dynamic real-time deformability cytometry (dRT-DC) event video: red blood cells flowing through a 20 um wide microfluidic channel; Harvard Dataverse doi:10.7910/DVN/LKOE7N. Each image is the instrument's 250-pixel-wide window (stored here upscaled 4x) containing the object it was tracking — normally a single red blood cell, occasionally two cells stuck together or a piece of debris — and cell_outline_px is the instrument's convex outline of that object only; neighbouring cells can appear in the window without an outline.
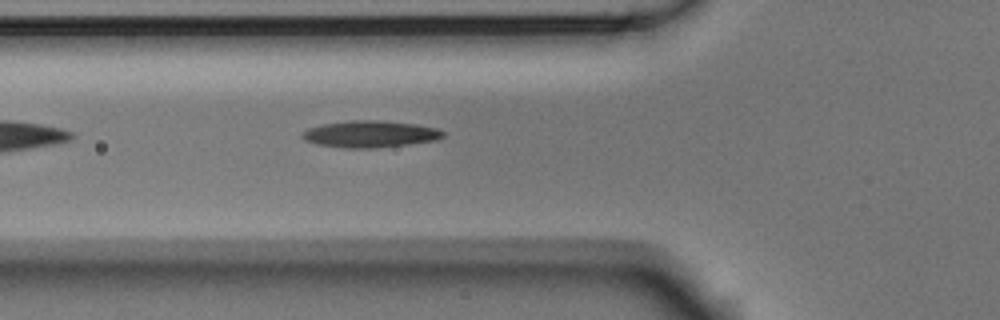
{"species": "Egyptian fruit bat (a non-hibernating species)", "species_latin": "Rousettus aegyptiacus", "temperature_condition": "room temperature", "stored_images_in_passage": 35, "camera_frame_rate_fps": 3000, "um_per_image_px": 0.085, "animal": {"sex": "male"}, "frame": {"image": 1, "passage_image": 4, "time_ms": 1.0, "image_size_px": [1000, 320], "cell_outline_px": [[444, 136], [436, 140], [408, 144], [376, 148], [344, 148], [316, 144], [304, 140], [300, 136], [308, 128], [324, 124], [348, 120], [380, 120], [416, 124], [436, 128], [444, 132]], "centroid_in_image_um": [31.45, 11.39], "position_along_channel_um": 94.4, "area_um2": 21.96}}
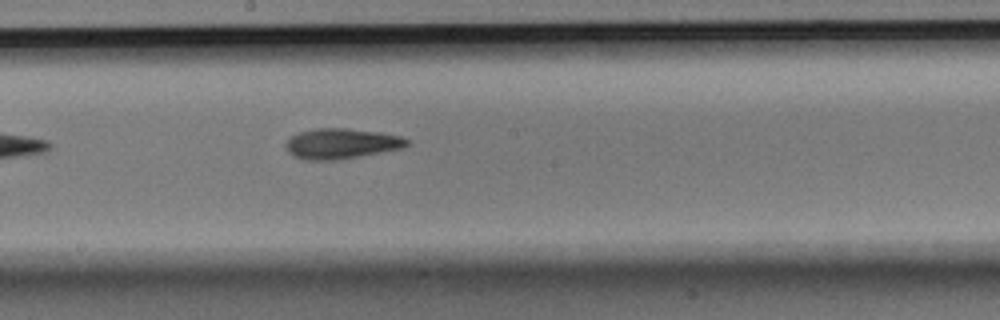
{"frame": {"image": 2, "passage_image": 14, "time_ms": 4.333, "image_size_px": [1000, 320], "cell_outline_px": [[408, 144], [404, 148], [336, 160], [308, 160], [292, 156], [288, 152], [288, 140], [292, 136], [300, 132], [316, 128], [344, 128], [380, 132], [400, 136], [408, 140]], "centroid_in_image_um": [29.04, 12.21], "position_along_channel_um": 219.2, "area_um2": 21.15}}
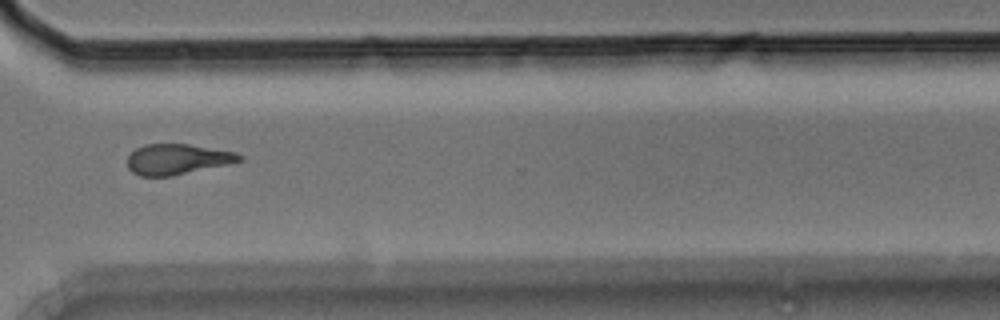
{"frame": {"image": 3, "passage_image": 25, "time_ms": 8.0, "image_size_px": [1000, 320], "cell_outline_px": [[244, 160], [228, 164], [172, 176], [140, 176], [132, 172], [128, 168], [128, 156], [136, 148], [144, 144], [188, 144], [236, 152], [244, 156]], "centroid_in_image_um": [15.08, 13.53], "position_along_channel_um": 355.5, "area_um2": 19.94}}